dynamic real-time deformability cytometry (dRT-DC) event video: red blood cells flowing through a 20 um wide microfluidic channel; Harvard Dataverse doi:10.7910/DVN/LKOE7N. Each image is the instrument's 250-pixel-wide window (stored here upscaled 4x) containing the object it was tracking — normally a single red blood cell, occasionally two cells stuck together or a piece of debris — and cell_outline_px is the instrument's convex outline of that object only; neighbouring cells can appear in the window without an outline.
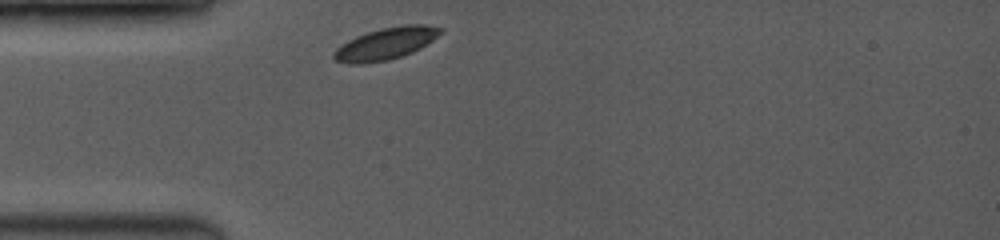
{"species": "common noctule bat (a hibernating species)", "species_latin": "Nyctalus noctula", "temperature_condition": "room temperature", "stored_images_in_passage": 28, "camera_frame_rate_fps": 3500, "um_per_image_px": 0.085, "animal": {"sex": "female", "body_mass_g": 19.0, "forearm_length_mm": 53.3}, "frame": {"image": 1, "passage_image": 1, "time_ms": 0.0, "image_size_px": [1000, 240], "cell_outline_px": [[444, 32], [420, 48], [412, 52], [388, 60], [360, 64], [348, 64], [336, 60], [332, 56], [332, 52], [336, 48], [348, 40], [356, 36], [380, 28], [404, 24], [424, 24], [444, 28]], "centroid_in_image_um": [32.8, 3.69], "position_along_channel_um": 52.2, "area_um2": 19.94}}
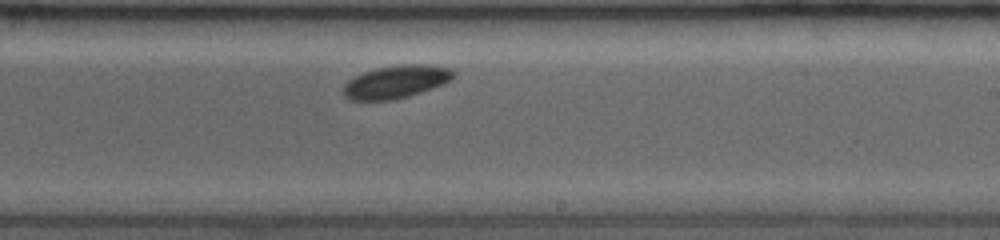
{"frame": {"image": 2, "passage_image": 16, "time_ms": 5.429, "image_size_px": [1000, 240], "cell_outline_px": [[456, 72], [444, 84], [408, 96], [392, 100], [348, 100], [344, 96], [344, 84], [348, 80], [364, 72], [376, 68], [404, 64], [424, 64], [452, 68]], "centroid_in_image_um": [33.65, 6.95], "position_along_channel_um": 255.3, "area_um2": 20.92}}
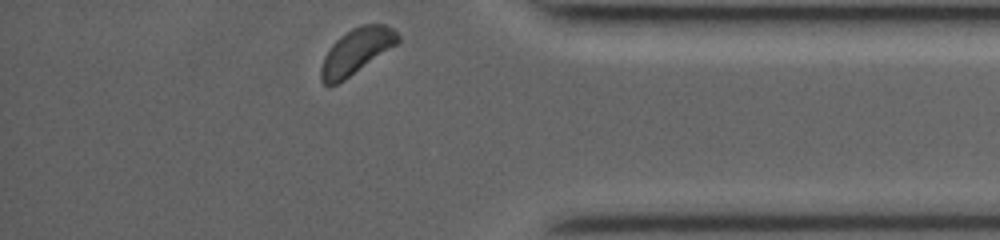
{"frame": {"image": 3, "passage_image": 28, "time_ms": 9.429, "image_size_px": [1000, 240], "cell_outline_px": [[400, 40], [396, 44], [344, 80], [336, 84], [324, 84], [320, 80], [320, 68], [324, 56], [332, 44], [340, 36], [352, 28], [364, 24], [384, 24], [392, 28], [400, 36]], "centroid_in_image_um": [30.26, 4.35], "position_along_channel_um": 404.9, "area_um2": 20.06}, "authors_computed_cell_mechanics": {"area_um2": 20.3167, "velocity_mm_per_s": 3.927, "shape_relaxation_time_tau1_ms": 1.1572, "shape_relaxation_time_tau2_ms": null, "deformation_change_tau1": 0.0359, "deformation_change_tau2": null}}